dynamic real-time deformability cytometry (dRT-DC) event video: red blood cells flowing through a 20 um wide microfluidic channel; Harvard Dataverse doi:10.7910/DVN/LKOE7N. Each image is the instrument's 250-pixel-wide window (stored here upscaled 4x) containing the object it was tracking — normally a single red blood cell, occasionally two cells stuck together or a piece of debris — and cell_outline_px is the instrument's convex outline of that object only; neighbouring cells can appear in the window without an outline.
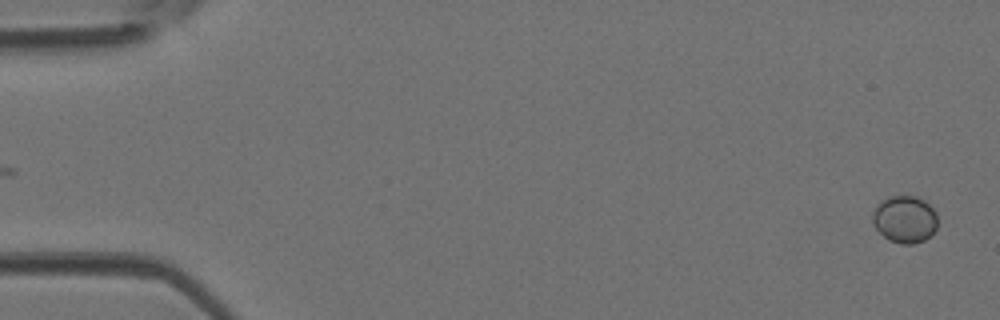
{"species": "Egyptian fruit bat (a non-hibernating species)", "species_latin": "Rousettus aegyptiacus", "temperature_condition": "room temperature", "stored_images_in_passage": 12, "camera_frame_rate_fps": 3000, "um_per_image_px": 0.085, "animal": {"sex": "female"}, "frame": {"image": 1, "passage_image": 1, "time_ms": 0.0, "image_size_px": [1000, 320], "cell_outline_px": [[936, 228], [924, 240], [912, 244], [900, 244], [888, 240], [872, 224], [872, 212], [880, 200], [888, 196], [916, 196], [924, 200], [936, 212]], "centroid_in_image_um": [76.86, 18.63], "position_along_channel_um": 8.1, "area_um2": 17.92}}